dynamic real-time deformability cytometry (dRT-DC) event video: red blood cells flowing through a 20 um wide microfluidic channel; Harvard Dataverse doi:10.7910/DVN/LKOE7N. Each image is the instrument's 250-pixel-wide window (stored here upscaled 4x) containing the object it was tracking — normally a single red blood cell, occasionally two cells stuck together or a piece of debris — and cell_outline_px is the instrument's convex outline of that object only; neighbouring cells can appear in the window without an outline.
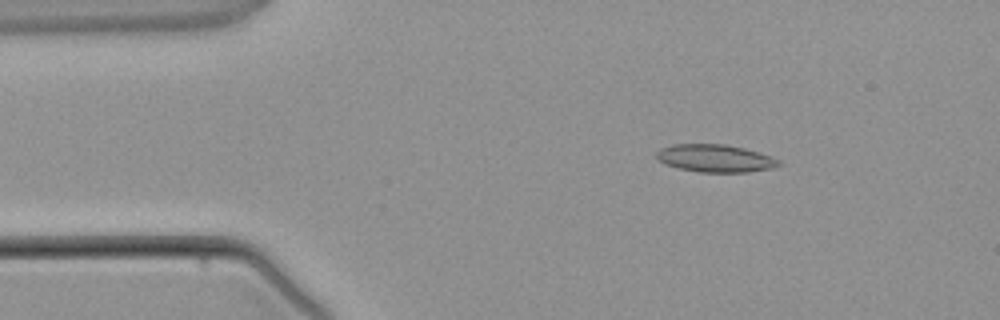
{"species": "common noctule bat (a hibernating species)", "species_latin": "Nyctalus noctula", "temperature_condition": "warm", "stored_images_in_passage": 2, "camera_frame_rate_fps": 3000, "um_per_image_px": 0.085, "animal": {"sex": "male", "body_mass_g": 21.5, "forearm_length_mm": 52.0}, "frame": {"image": 1, "passage_image": 1, "time_ms": 0.0, "image_size_px": [1000, 320], "cell_outline_px": [[784, 164], [772, 168], [748, 172], [700, 172], [676, 168], [664, 164], [656, 156], [656, 152], [660, 148], [672, 144], [724, 144], [744, 148], [780, 160]], "centroid_in_image_um": [60.77, 13.46], "position_along_channel_um": 24.2, "area_um2": 19.71}}